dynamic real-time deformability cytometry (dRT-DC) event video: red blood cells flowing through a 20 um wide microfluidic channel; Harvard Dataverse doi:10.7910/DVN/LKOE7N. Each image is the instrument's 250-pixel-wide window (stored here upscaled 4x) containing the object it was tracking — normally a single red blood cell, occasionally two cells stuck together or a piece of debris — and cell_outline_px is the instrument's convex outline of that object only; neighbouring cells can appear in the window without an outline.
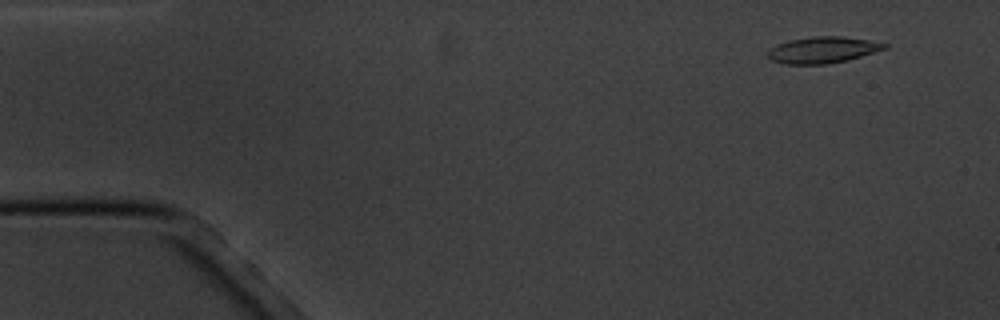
{"species": "common noctule bat (a hibernating species)", "species_latin": "Nyctalus noctula", "temperature_condition": "cold", "stored_images_in_passage": 8, "camera_frame_rate_fps": 3000, "um_per_image_px": 0.085, "animal": {"sex": "male", "body_mass_g": 20.1, "forearm_length_mm": 53.5}, "frame": {"image": 1, "passage_image": 2, "time_ms": 1.0, "image_size_px": [1000, 320], "cell_outline_px": [[888, 48], [848, 60], [824, 64], [784, 64], [772, 60], [768, 56], [768, 52], [776, 44], [788, 40], [812, 36], [844, 36], [868, 40], [888, 44]], "centroid_in_image_um": [69.94, 4.23], "position_along_channel_um": 15.1, "area_um2": 17.92}}
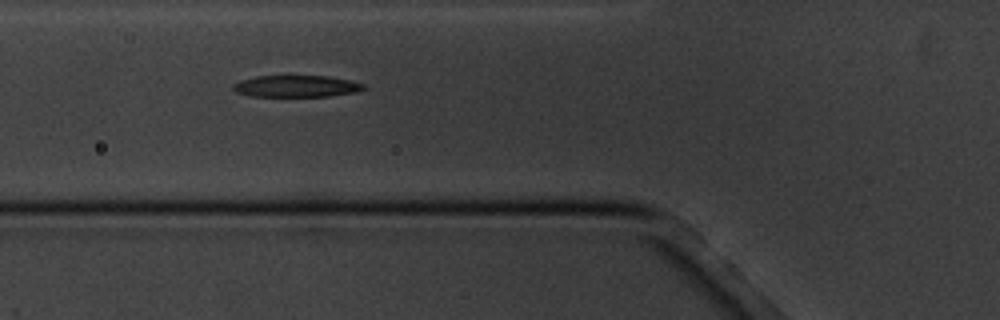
{"frame": {"image": 2, "passage_image": 6, "time_ms": 6.333, "image_size_px": [1000, 320], "cell_outline_px": [[368, 88], [356, 92], [328, 96], [252, 96], [236, 92], [232, 88], [232, 84], [240, 80], [256, 76], [328, 76], [348, 80], [364, 84]], "centroid_in_image_um": [25.18, 7.32], "position_along_channel_um": 100.6, "area_um2": 16.47}}
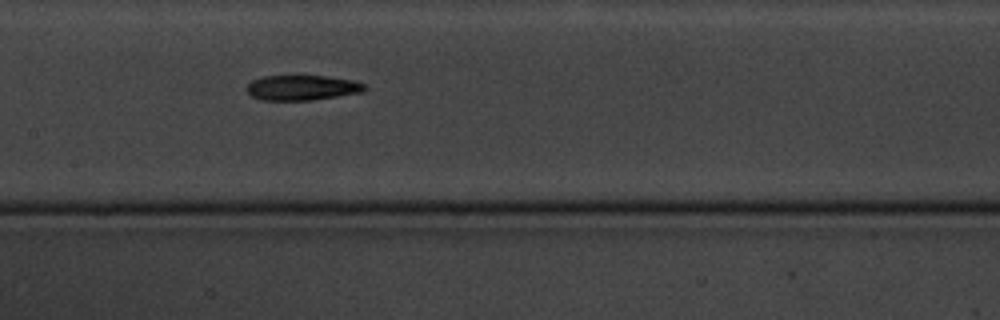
{"frame": {"image": 3, "passage_image": 8, "time_ms": 8.667, "image_size_px": [1000, 320], "cell_outline_px": [[368, 88], [364, 92], [312, 100], [264, 100], [252, 96], [248, 92], [248, 84], [252, 80], [264, 76], [296, 72], [300, 72], [328, 76], [352, 80], [364, 84]], "centroid_in_image_um": [25.7, 7.39], "position_along_channel_um": 181.7, "area_um2": 18.15}}